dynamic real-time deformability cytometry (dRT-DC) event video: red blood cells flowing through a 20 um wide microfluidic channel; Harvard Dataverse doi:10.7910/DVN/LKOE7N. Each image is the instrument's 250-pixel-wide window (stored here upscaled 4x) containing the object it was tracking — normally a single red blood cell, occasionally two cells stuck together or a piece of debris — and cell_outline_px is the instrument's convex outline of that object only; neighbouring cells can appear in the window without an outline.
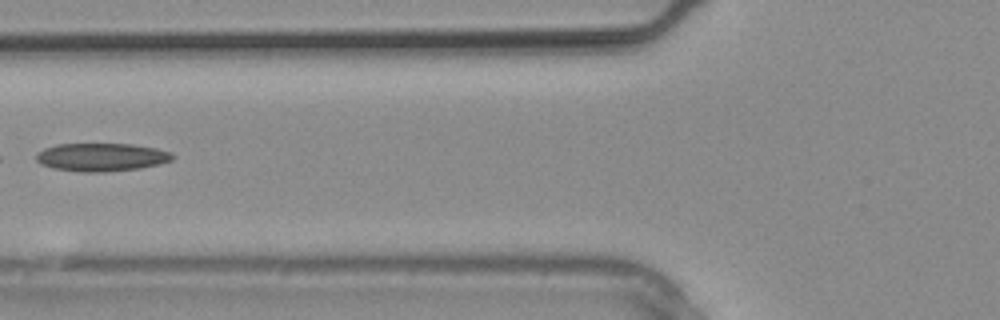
{"species": "common noctule bat (a hibernating species)", "species_latin": "Nyctalus noctula", "temperature_condition": "warm", "stored_images_in_passage": 23, "camera_frame_rate_fps": 3000, "um_per_image_px": 0.085, "animal": {"sex": "male", "body_mass_g": 20.4}, "frame": {"image": 1, "passage_image": 7, "time_ms": 2.0, "image_size_px": [1000, 320], "cell_outline_px": [[176, 156], [172, 160], [140, 168], [104, 172], [80, 172], [52, 168], [40, 164], [36, 160], [36, 152], [44, 148], [56, 144], [132, 144], [156, 148], [172, 152]], "centroid_in_image_um": [8.6, 13.35], "position_along_channel_um": 117.2, "area_um2": 22.48}}